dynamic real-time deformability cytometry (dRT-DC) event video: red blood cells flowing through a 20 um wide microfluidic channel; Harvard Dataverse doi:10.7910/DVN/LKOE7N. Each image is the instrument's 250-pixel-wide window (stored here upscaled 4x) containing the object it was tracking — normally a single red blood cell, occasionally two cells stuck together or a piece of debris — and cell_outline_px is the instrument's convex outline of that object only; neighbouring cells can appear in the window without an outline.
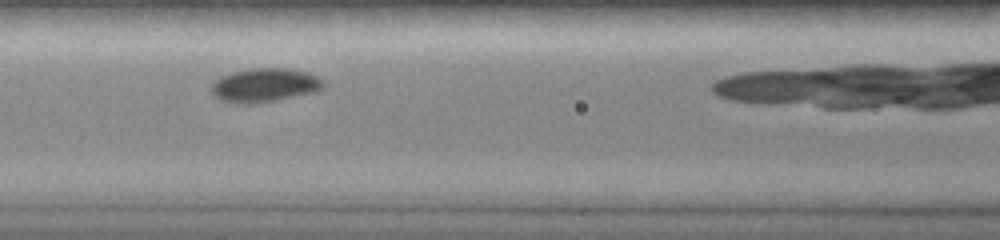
{"species": "common noctule bat (a hibernating species)", "species_latin": "Nyctalus noctula", "temperature_condition": "room temperature", "stored_images_in_passage": 13, "camera_frame_rate_fps": 3000, "um_per_image_px": 0.085, "animal": {"sex": "female", "body_mass_g": 19.0, "forearm_length_mm": 51.5}, "frame": {"image": 1, "passage_image": 3, "time_ms": 1.667, "image_size_px": [1000, 240], "cell_outline_px": [[324, 88], [316, 92], [276, 100], [252, 104], [236, 104], [220, 100], [212, 92], [212, 84], [220, 76], [232, 72], [252, 68], [288, 68], [308, 72], [324, 80]], "centroid_in_image_um": [22.52, 7.24], "position_along_channel_um": 144.1, "area_um2": 22.25}}
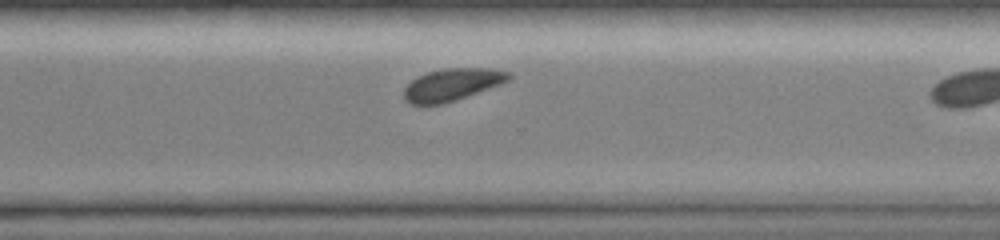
{"frame": {"image": 2, "passage_image": 10, "time_ms": 6.333, "image_size_px": [1000, 240], "cell_outline_px": [[512, 76], [508, 80], [500, 84], [456, 100], [444, 104], [412, 104], [404, 100], [404, 88], [416, 76], [428, 72], [444, 68], [488, 68], [508, 72]], "centroid_in_image_um": [38.39, 7.19], "position_along_channel_um": 332.2, "area_um2": 19.54}}